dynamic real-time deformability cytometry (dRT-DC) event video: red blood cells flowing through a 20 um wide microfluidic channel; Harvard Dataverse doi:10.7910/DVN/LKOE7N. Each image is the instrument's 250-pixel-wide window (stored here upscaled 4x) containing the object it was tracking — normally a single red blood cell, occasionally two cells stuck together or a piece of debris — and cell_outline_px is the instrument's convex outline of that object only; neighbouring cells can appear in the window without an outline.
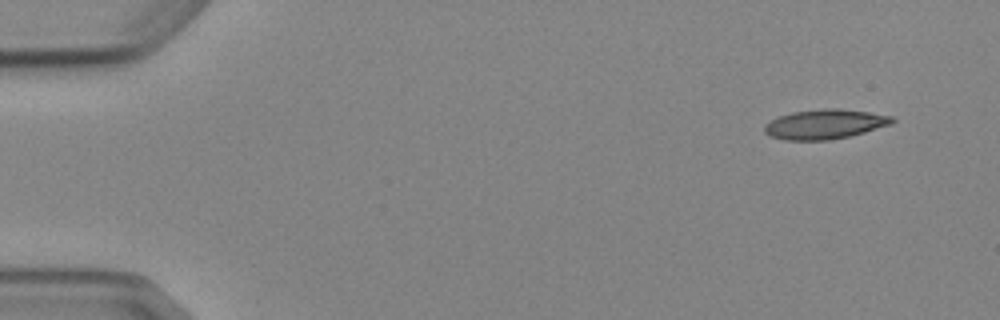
{"species": "Egyptian fruit bat (a non-hibernating species)", "species_latin": "Rousettus aegyptiacus", "temperature_condition": "cold", "stored_images_in_passage": 6, "camera_frame_rate_fps": 3000, "um_per_image_px": 0.085, "animal": {"sex": "female"}, "frame": {"image": 1, "passage_image": 1, "time_ms": 0.0, "image_size_px": [1000, 320], "cell_outline_px": [[896, 120], [892, 124], [864, 132], [848, 136], [828, 140], [784, 140], [768, 136], [764, 132], [764, 124], [780, 116], [792, 112], [824, 108], [840, 108], [868, 112], [892, 116]], "centroid_in_image_um": [70.1, 10.55], "position_along_channel_um": 14.9, "area_um2": 22.08}}
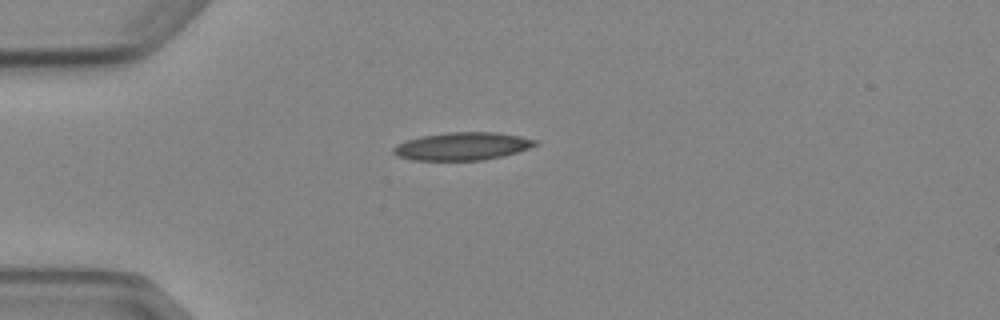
{"frame": {"image": 2, "passage_image": 4, "time_ms": 3.333, "image_size_px": [1000, 320], "cell_outline_px": [[536, 144], [528, 148], [516, 152], [484, 160], [412, 160], [396, 156], [392, 152], [392, 148], [396, 144], [420, 136], [448, 132], [496, 132], [520, 136], [536, 140]], "centroid_in_image_um": [39.23, 12.43], "position_along_channel_um": 45.8, "area_um2": 22.89}}
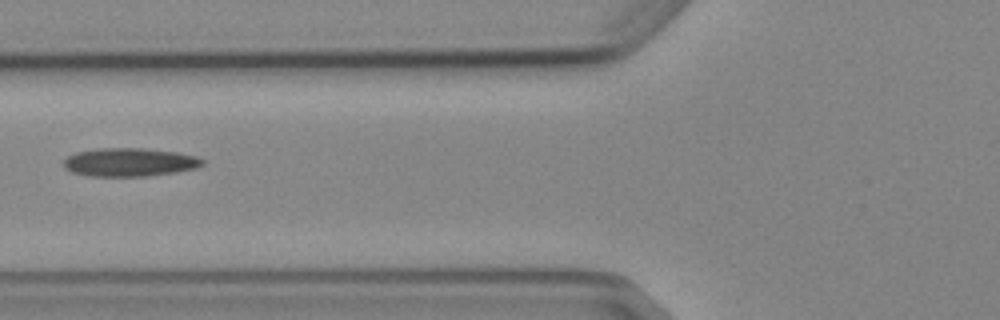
{"frame": {"image": 3, "passage_image": 6, "time_ms": 5.667, "image_size_px": [1000, 320], "cell_outline_px": [[204, 164], [196, 168], [176, 172], [144, 176], [88, 176], [72, 172], [64, 168], [64, 160], [68, 156], [76, 152], [100, 148], [144, 148], [176, 152], [196, 156], [204, 160]], "centroid_in_image_um": [11.01, 13.78], "position_along_channel_um": 114.8, "area_um2": 22.95}}